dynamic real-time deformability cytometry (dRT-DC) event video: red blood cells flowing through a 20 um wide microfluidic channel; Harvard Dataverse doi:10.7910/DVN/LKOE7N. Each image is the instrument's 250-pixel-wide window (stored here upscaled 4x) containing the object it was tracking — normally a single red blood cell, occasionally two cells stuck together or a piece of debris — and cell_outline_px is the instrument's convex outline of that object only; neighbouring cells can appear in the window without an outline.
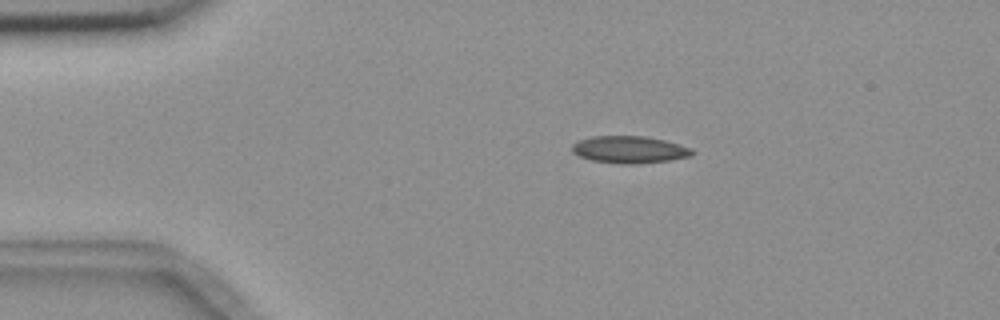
{"species": "common noctule bat (a hibernating species)", "species_latin": "Nyctalus noctula", "temperature_condition": "room temperature", "stored_images_in_passage": 4, "camera_frame_rate_fps": 3000, "um_per_image_px": 0.085, "animal": {"sex": "female", "body_mass_g": 18.4}, "frame": {"image": 1, "passage_image": 3, "time_ms": 2.333, "image_size_px": [1000, 320], "cell_outline_px": [[696, 152], [692, 156], [668, 160], [632, 164], [620, 164], [592, 160], [580, 156], [572, 152], [572, 144], [576, 140], [588, 136], [644, 136], [664, 140], [692, 148]], "centroid_in_image_um": [53.48, 12.7], "position_along_channel_um": 31.5, "area_um2": 19.07}}
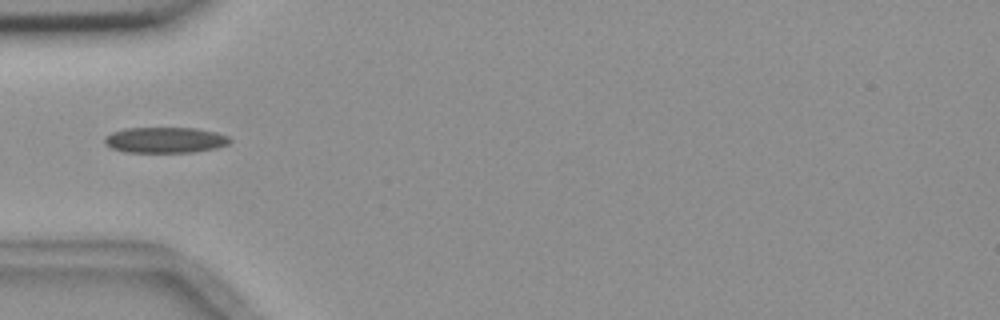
{"frame": {"image": 2, "passage_image": 4, "time_ms": 4.667, "image_size_px": [1000, 320], "cell_outline_px": [[232, 140], [228, 144], [216, 148], [192, 152], [124, 152], [112, 148], [104, 144], [104, 136], [112, 132], [124, 128], [196, 128], [216, 132], [228, 136]], "centroid_in_image_um": [14.02, 11.9], "position_along_channel_um": 71.0, "area_um2": 18.9}}